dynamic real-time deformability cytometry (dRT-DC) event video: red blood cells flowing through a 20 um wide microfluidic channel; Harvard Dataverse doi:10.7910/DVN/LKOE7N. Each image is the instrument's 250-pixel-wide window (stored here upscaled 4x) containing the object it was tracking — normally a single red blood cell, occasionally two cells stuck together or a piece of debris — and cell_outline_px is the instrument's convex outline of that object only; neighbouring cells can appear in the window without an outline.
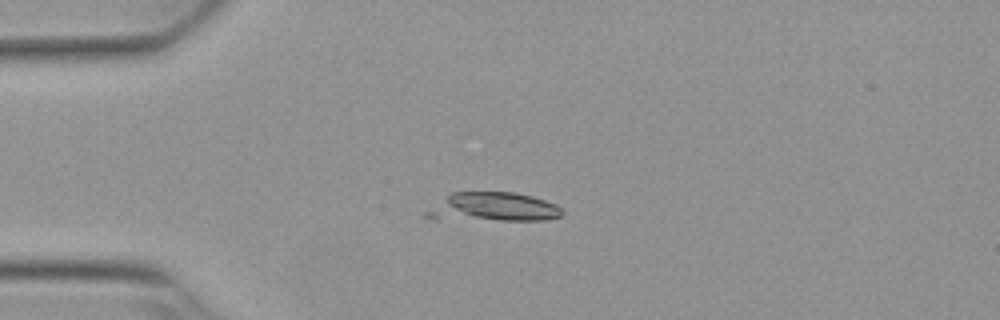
{"species": "Egyptian fruit bat (a non-hibernating species)", "species_latin": "Rousettus aegyptiacus", "temperature_condition": "warm", "stored_images_in_passage": 3, "camera_frame_rate_fps": 3000, "um_per_image_px": 0.085, "animal": {"sex": "female"}, "frame": {"image": 1, "passage_image": 1, "time_ms": 0.0, "image_size_px": [1000, 320], "cell_outline_px": [[564, 212], [560, 216], [544, 220], [500, 220], [424, 216], [424, 212], [452, 192], [516, 192], [532, 196], [556, 204]], "centroid_in_image_um": [42.01, 17.58], "position_along_channel_um": 43.0, "area_um2": 22.25}}